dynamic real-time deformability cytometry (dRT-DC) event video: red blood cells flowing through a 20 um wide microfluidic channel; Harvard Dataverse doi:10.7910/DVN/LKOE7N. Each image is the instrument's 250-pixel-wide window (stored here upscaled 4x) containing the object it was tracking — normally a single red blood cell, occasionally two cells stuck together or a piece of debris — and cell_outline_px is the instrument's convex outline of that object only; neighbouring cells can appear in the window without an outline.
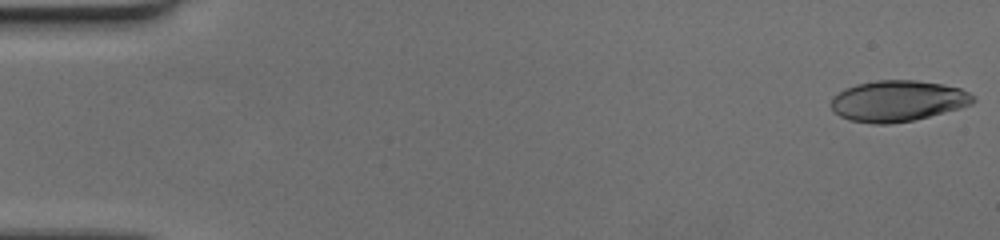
{"species": "human", "species_latin": "Homo sapiens", "temperature_condition": "cold", "stored_images_in_passage": 54, "camera_frame_rate_fps": 3000, "um_per_image_px": 0.085, "donor": {"sex": "female"}, "frame": {"image": 1, "passage_image": 1, "time_ms": 0.0, "image_size_px": [1000, 240], "cell_outline_px": [[976, 100], [972, 104], [960, 108], [912, 120], [888, 124], [872, 124], [848, 120], [840, 116], [832, 108], [832, 96], [844, 88], [856, 84], [876, 80], [916, 80], [940, 84], [960, 88], [968, 92]], "centroid_in_image_um": [76.28, 8.58], "position_along_channel_um": 8.7, "area_um2": 33.81}}
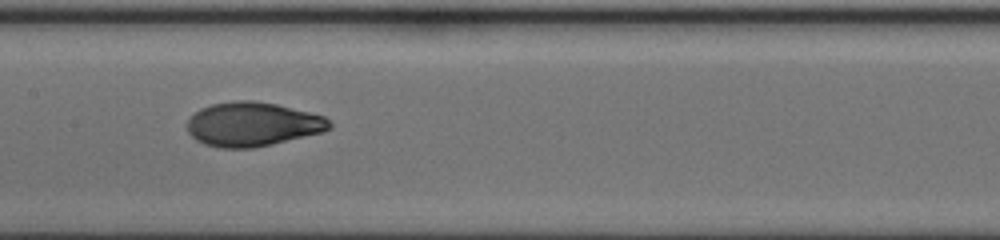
{"frame": {"image": 2, "passage_image": 30, "time_ms": 9.667, "image_size_px": [1000, 240], "cell_outline_px": [[332, 128], [324, 132], [272, 144], [252, 148], [220, 148], [204, 144], [196, 140], [188, 132], [188, 120], [200, 108], [212, 104], [236, 100], [252, 100], [276, 104], [324, 116], [332, 124]], "centroid_in_image_um": [21.48, 10.56], "position_along_channel_um": 185.9, "area_um2": 36.53}}
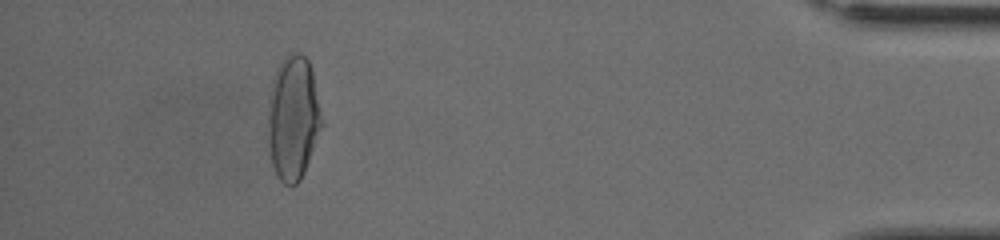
{"frame": {"image": 3, "passage_image": 54, "time_ms": 17.667, "image_size_px": [1000, 240], "cell_outline_px": [[324, 124], [304, 172], [300, 180], [292, 188], [284, 184], [276, 176], [272, 164], [268, 148], [268, 100], [272, 80], [276, 68], [280, 60], [288, 52], [300, 52], [308, 60], [312, 72]], "centroid_in_image_um": [24.9, 10.03], "position_along_channel_um": 410.3, "area_um2": 39.71}}